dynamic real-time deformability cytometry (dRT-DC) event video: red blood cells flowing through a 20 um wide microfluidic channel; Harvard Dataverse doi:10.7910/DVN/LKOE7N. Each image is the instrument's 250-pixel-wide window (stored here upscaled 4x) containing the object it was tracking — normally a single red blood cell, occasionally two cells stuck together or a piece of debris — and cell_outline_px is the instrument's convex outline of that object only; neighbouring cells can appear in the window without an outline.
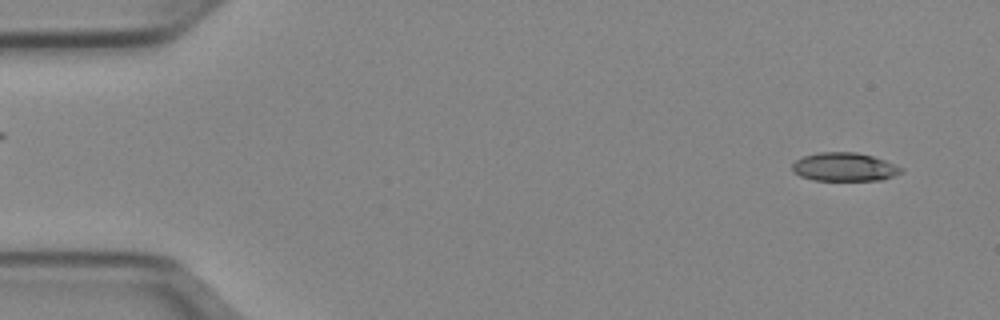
{"species": "Egyptian fruit bat (a non-hibernating species)", "species_latin": "Rousettus aegyptiacus", "temperature_condition": "cold", "stored_images_in_passage": 51, "camera_frame_rate_fps": 3000, "um_per_image_px": 0.085, "animal": {"sex": "female"}, "frame": {"image": 1, "passage_image": 3, "time_ms": 0.667, "image_size_px": [1000, 320], "cell_outline_px": [[904, 172], [884, 180], [812, 180], [800, 176], [792, 172], [792, 164], [796, 160], [804, 156], [820, 152], [856, 152], [872, 156], [896, 164], [904, 168]], "centroid_in_image_um": [71.8, 14.2], "position_along_channel_um": 13.2, "area_um2": 18.26}}
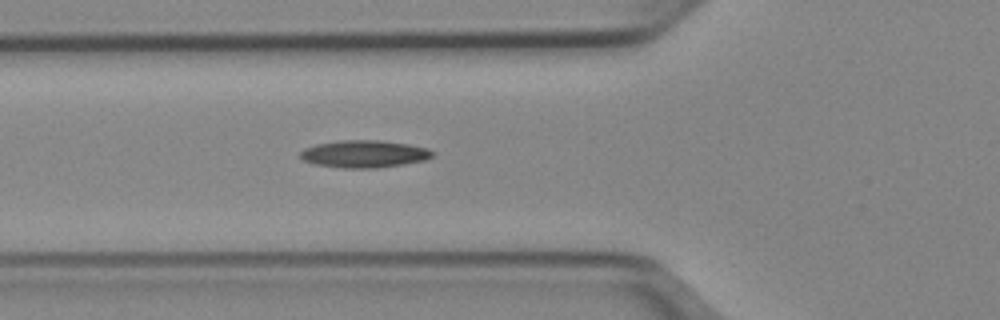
{"frame": {"image": 2, "passage_image": 18, "time_ms": 5.667, "image_size_px": [1000, 320], "cell_outline_px": [[436, 152], [432, 156], [424, 160], [404, 164], [376, 168], [344, 168], [312, 164], [304, 160], [300, 156], [300, 152], [304, 148], [316, 144], [340, 140], [380, 140], [408, 144], [428, 148]], "centroid_in_image_um": [30.95, 13.08], "position_along_channel_um": 94.8, "area_um2": 21.15}}
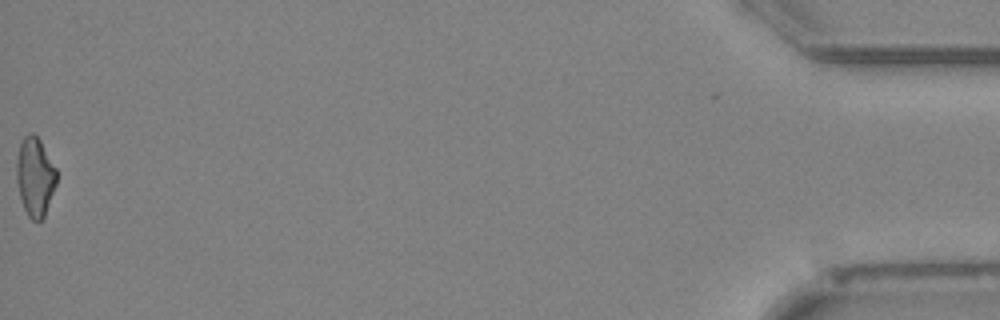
{"frame": {"image": 3, "passage_image": 51, "time_ms": 16.667, "image_size_px": [1000, 320], "cell_outline_px": [[56, 184], [44, 216], [40, 220], [32, 220], [28, 216], [24, 208], [20, 196], [16, 180], [16, 160], [20, 144], [24, 136], [28, 132], [32, 132], [40, 140], [56, 168]], "centroid_in_image_um": [2.96, 15.0], "position_along_channel_um": 432.2, "area_um2": 18.26}, "authors_computed_cell_mechanics": {"area_um2": 19.0162, "velocity_mm_per_s": 3.969, "shape_relaxation_time_tau1_ms": null, "shape_relaxation_time_tau2_ms": 6.0417, "deformation_change_tau1": null, "deformation_change_tau2": 0.1652}}